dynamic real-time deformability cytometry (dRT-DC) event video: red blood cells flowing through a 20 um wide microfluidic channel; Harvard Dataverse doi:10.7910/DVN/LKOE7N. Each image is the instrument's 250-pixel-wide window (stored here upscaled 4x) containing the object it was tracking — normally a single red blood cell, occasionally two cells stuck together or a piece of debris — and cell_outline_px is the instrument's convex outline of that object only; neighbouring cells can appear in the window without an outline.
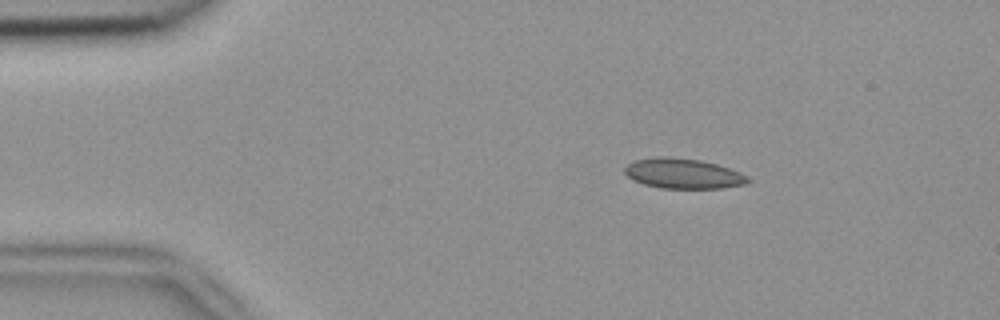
{"species": "common noctule bat (a hibernating species)", "species_latin": "Nyctalus noctula", "temperature_condition": "room temperature", "stored_images_in_passage": 44, "camera_frame_rate_fps": 3000, "um_per_image_px": 0.085, "animal": {"sex": "female", "body_mass_g": 18.4}, "frame": {"image": 1, "passage_image": 1, "time_ms": 0.0, "image_size_px": [1000, 320], "cell_outline_px": [[752, 180], [744, 184], [720, 188], [660, 188], [644, 184], [632, 180], [624, 172], [624, 168], [628, 164], [636, 160], [656, 156], [672, 156], [700, 160], [716, 164], [740, 172], [748, 176]], "centroid_in_image_um": [58.05, 14.74], "position_along_channel_um": 26.9, "area_um2": 21.68}}
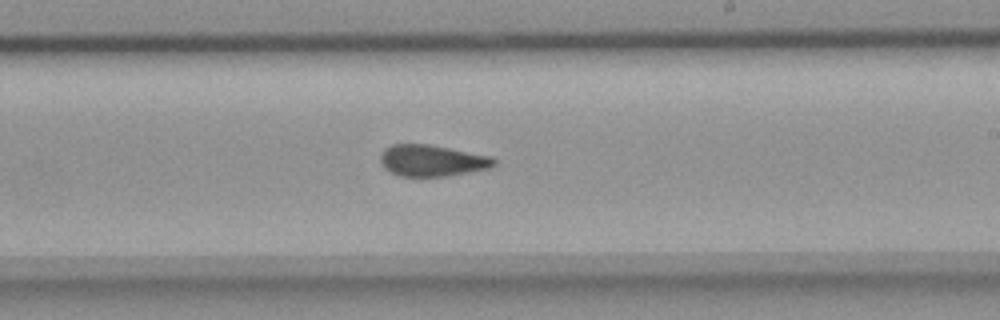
{"frame": {"image": 2, "passage_image": 23, "time_ms": 7.333, "image_size_px": [1000, 320], "cell_outline_px": [[496, 164], [488, 168], [468, 172], [444, 176], [400, 176], [384, 168], [380, 160], [380, 156], [384, 148], [392, 144], [428, 144], [492, 156], [496, 160]], "centroid_in_image_um": [36.71, 13.64], "position_along_channel_um": 252.3, "area_um2": 20.69}}
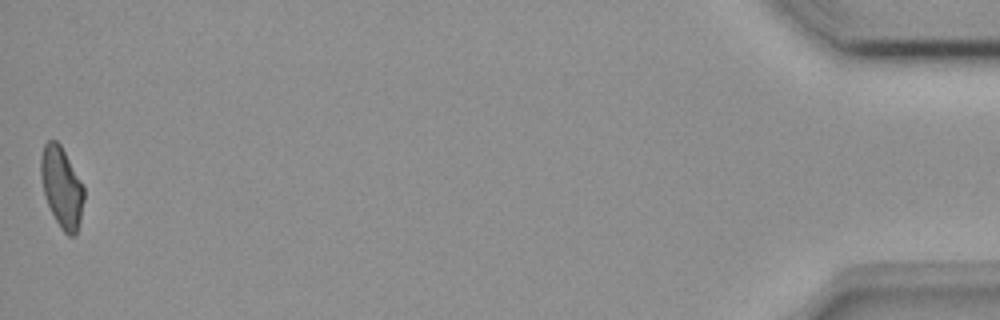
{"frame": {"image": 3, "passage_image": 44, "time_ms": 14.333, "image_size_px": [1000, 320], "cell_outline_px": [[84, 200], [80, 220], [76, 236], [68, 236], [60, 228], [48, 204], [44, 192], [40, 176], [40, 156], [44, 144], [48, 140], [56, 140], [60, 144], [84, 184]], "centroid_in_image_um": [5.25, 15.9], "position_along_channel_um": 429.9, "area_um2": 20.4}, "authors_computed_cell_mechanics": {"area_um2": 20.9525, "velocity_mm_per_s": 3.9066, "shape_relaxation_time_tau1_ms": null, "shape_relaxation_time_tau2_ms": 2.3949, "deformation_change_tau1": null, "deformation_change_tau2": 0.0671}}